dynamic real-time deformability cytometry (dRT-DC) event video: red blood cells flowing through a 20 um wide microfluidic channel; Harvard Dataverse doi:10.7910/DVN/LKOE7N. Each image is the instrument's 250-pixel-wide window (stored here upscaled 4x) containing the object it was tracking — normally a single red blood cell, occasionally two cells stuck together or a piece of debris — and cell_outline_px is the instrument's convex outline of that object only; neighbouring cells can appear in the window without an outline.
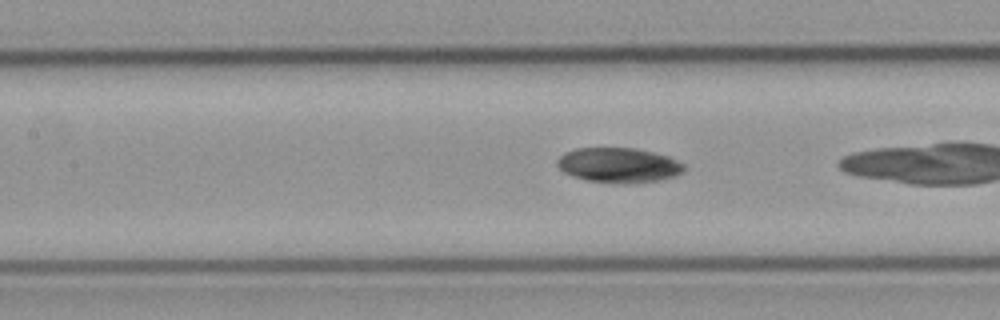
{"species": "common noctule bat (a hibernating species)", "species_latin": "Nyctalus noctula", "temperature_condition": "cold", "stored_images_in_passage": 40, "camera_frame_rate_fps": 3000, "um_per_image_px": 0.085, "animal": {"sex": "male", "body_mass_g": 23.1, "forearm_length_mm": 52.7}, "frame": {"image": 1, "passage_image": 22, "time_ms": 7.0, "image_size_px": [1000, 320], "cell_outline_px": [[684, 172], [676, 176], [660, 180], [632, 184], [612, 184], [588, 180], [572, 176], [564, 172], [556, 164], [556, 160], [564, 152], [576, 148], [636, 148], [668, 156], [684, 164]], "centroid_in_image_um": [52.59, 14.05], "position_along_channel_um": 154.8, "area_um2": 26.13}}